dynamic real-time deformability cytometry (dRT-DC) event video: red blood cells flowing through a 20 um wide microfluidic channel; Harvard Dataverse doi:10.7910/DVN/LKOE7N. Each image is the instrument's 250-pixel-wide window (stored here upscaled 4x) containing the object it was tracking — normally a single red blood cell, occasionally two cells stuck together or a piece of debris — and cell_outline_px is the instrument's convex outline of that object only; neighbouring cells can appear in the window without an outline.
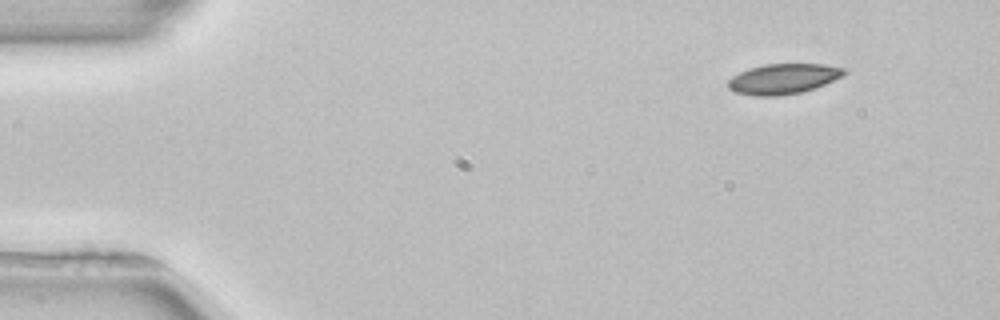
{"species": "common noctule bat (a hibernating species)", "species_latin": "Nyctalus noctula", "temperature_condition": "room temperature", "stored_images_in_passage": 3, "camera_frame_rate_fps": 3000, "um_per_image_px": 0.085, "animal": {"sex": "female", "body_mass_g": 22.7, "forearm_length_mm": 54.2}, "frame": {"image": 1, "passage_image": 1, "time_ms": 0.0, "image_size_px": [1000, 320], "cell_outline_px": [[848, 72], [824, 84], [800, 92], [780, 96], [752, 96], [736, 92], [728, 88], [728, 80], [732, 76], [748, 68], [764, 64], [824, 64], [848, 68]], "centroid_in_image_um": [66.56, 6.69], "position_along_channel_um": 18.4, "area_um2": 20.46}}
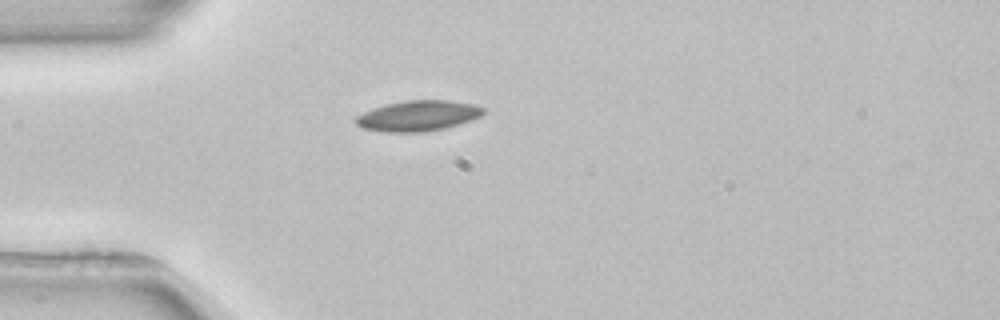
{"frame": {"image": 2, "passage_image": 3, "time_ms": 3.0, "image_size_px": [1000, 320], "cell_outline_px": [[484, 112], [480, 116], [472, 120], [444, 128], [424, 132], [384, 132], [364, 128], [356, 124], [356, 116], [372, 108], [404, 100], [448, 100], [472, 104], [484, 108]], "centroid_in_image_um": [35.53, 9.84], "position_along_channel_um": 49.5, "area_um2": 22.54}}